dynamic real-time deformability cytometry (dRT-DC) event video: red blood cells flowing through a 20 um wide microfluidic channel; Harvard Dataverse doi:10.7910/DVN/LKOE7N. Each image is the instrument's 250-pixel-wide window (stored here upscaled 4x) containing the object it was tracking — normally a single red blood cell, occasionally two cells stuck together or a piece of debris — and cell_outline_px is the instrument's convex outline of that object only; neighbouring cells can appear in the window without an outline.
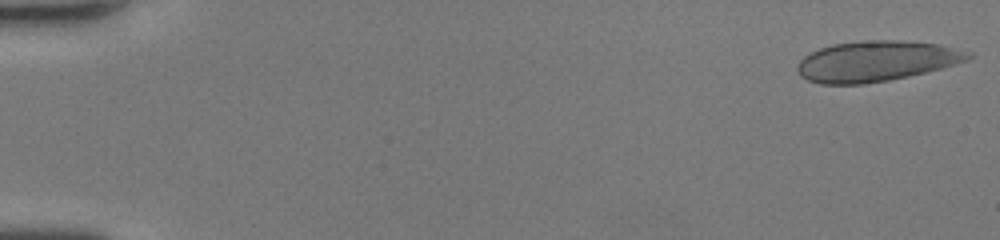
{"species": "human", "species_latin": "Homo sapiens", "temperature_condition": "room temperature", "stored_images_in_passage": 47, "camera_frame_rate_fps": 3000, "um_per_image_px": 0.085, "donor": {"sex": "female"}, "frame": {"image": 1, "passage_image": 1, "time_ms": 0.0, "image_size_px": [1000, 240], "cell_outline_px": [[972, 56], [968, 60], [956, 64], [908, 76], [888, 80], [864, 84], [820, 84], [808, 80], [800, 76], [796, 68], [800, 60], [804, 56], [820, 48], [832, 44], [864, 40], [900, 40], [940, 44], [972, 52]], "centroid_in_image_um": [74.48, 5.19], "position_along_channel_um": 10.5, "area_um2": 40.34}}
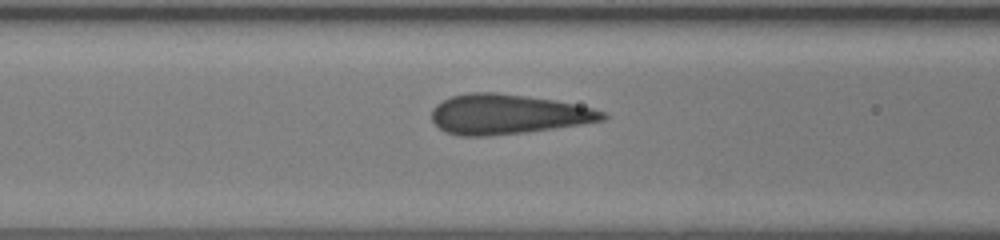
{"frame": {"image": 2, "passage_image": 20, "time_ms": 6.333, "image_size_px": [1000, 240], "cell_outline_px": [[608, 116], [604, 120], [584, 124], [524, 132], [488, 136], [460, 136], [444, 132], [432, 120], [432, 108], [436, 104], [452, 96], [468, 92], [496, 92], [552, 100], [592, 108], [604, 112]], "centroid_in_image_um": [43.12, 9.72], "position_along_channel_um": 123.5, "area_um2": 39.48}}
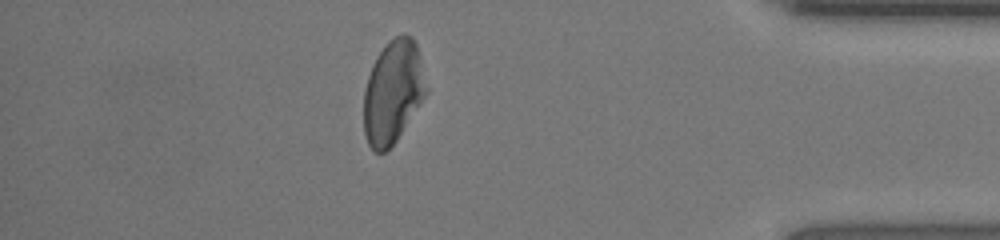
{"frame": {"image": 3, "passage_image": 41, "time_ms": 13.333, "image_size_px": [1000, 240], "cell_outline_px": [[428, 92], [396, 140], [384, 152], [376, 152], [368, 144], [364, 132], [364, 88], [372, 64], [388, 40], [404, 32], [412, 36], [416, 44], [420, 56], [428, 88]], "centroid_in_image_um": [33.41, 7.77], "position_along_channel_um": 401.8, "area_um2": 37.51}, "authors_computed_cell_mechanics": {"area_um2": 38.8416, "velocity_mm_per_s": 4.4559, "shape_relaxation_time_tau1_ms": 8.6588, "shape_relaxation_time_tau2_ms": null, "deformation_change_tau1": 0.2398, "deformation_change_tau2": null}}